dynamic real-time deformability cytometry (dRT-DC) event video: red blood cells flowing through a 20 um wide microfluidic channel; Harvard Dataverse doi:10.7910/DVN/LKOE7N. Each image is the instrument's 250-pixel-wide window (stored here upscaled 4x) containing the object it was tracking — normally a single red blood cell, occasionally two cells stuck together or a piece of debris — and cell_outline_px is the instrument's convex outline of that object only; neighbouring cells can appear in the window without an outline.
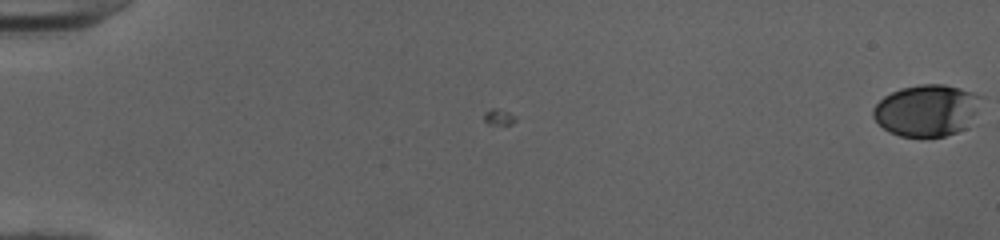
{"species": "human", "species_latin": "Homo sapiens", "temperature_condition": "cold", "stored_images_in_passage": 53, "camera_frame_rate_fps": 3000, "um_per_image_px": 0.085, "donor": {"sex": "female"}, "frame": {"image": 1, "passage_image": 1, "time_ms": 0.0, "image_size_px": [1000, 240], "cell_outline_px": [[984, 96], [968, 128], [944, 136], [900, 136], [888, 132], [872, 116], [872, 108], [884, 96], [900, 88], [920, 84], [944, 84], [960, 88]], "centroid_in_image_um": [78.79, 9.37], "position_along_channel_um": 6.2, "area_um2": 32.66}}
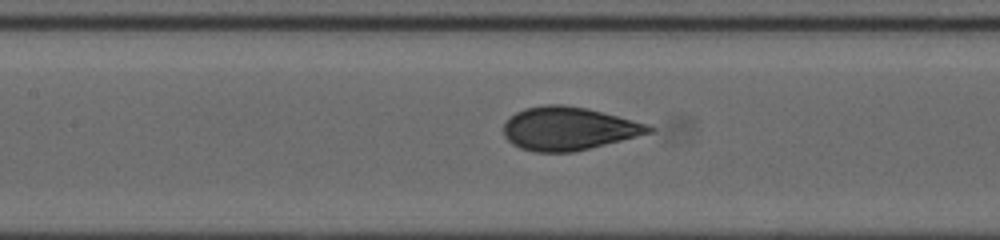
{"frame": {"image": 2, "passage_image": 27, "time_ms": 8.667, "image_size_px": [1000, 240], "cell_outline_px": [[656, 128], [652, 132], [572, 152], [536, 152], [520, 148], [512, 144], [504, 136], [504, 124], [516, 112], [524, 108], [544, 104], [564, 104], [588, 108], [648, 124]], "centroid_in_image_um": [48.3, 10.91], "position_along_channel_um": 159.1, "area_um2": 36.36}}
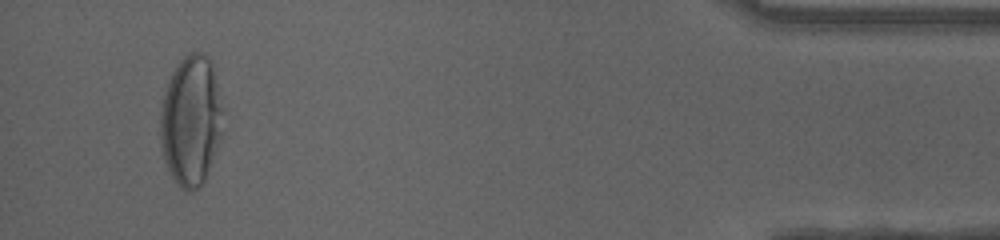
{"frame": {"image": 3, "passage_image": 51, "time_ms": 16.667, "image_size_px": [1000, 240], "cell_outline_px": [[224, 108], [220, 140], [204, 180], [192, 192], [188, 192], [180, 188], [172, 176], [164, 160], [160, 148], [160, 112], [164, 92], [172, 72], [180, 60], [184, 56], [192, 52], [204, 52], [208, 56], [212, 64]], "centroid_in_image_um": [16.23, 10.23], "position_along_channel_um": 419.0, "area_um2": 47.86}, "authors_computed_cell_mechanics": {"area_um2": 36.0094, "velocity_mm_per_s": 4.0161, "shape_relaxation_time_tau1_ms": 4.3263, "shape_relaxation_time_tau2_ms": null, "deformation_change_tau1": 0.1839, "deformation_change_tau2": null}}